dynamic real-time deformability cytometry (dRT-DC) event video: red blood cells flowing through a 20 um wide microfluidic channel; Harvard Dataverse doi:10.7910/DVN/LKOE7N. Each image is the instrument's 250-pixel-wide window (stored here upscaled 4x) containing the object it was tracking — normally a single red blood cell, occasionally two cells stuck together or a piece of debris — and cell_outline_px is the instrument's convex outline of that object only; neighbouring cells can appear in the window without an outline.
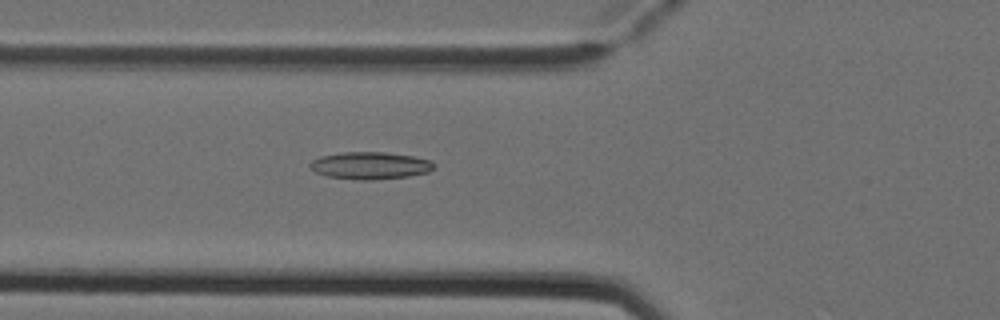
{"species": "Egyptian fruit bat (a non-hibernating species)", "species_latin": "Rousettus aegyptiacus", "temperature_condition": "cold", "stored_images_in_passage": 2, "camera_frame_rate_fps": 3000, "um_per_image_px": 0.085, "animal": {"sex": "female"}, "frame": {"image": 1, "passage_image": 2, "time_ms": 0.333, "image_size_px": [1000, 320], "cell_outline_px": [[432, 168], [428, 172], [408, 176], [372, 180], [356, 180], [328, 176], [316, 172], [308, 164], [312, 160], [320, 156], [344, 152], [384, 152], [412, 156], [432, 160]], "centroid_in_image_um": [31.44, 14.07], "position_along_channel_um": 94.4, "area_um2": 19.54}}